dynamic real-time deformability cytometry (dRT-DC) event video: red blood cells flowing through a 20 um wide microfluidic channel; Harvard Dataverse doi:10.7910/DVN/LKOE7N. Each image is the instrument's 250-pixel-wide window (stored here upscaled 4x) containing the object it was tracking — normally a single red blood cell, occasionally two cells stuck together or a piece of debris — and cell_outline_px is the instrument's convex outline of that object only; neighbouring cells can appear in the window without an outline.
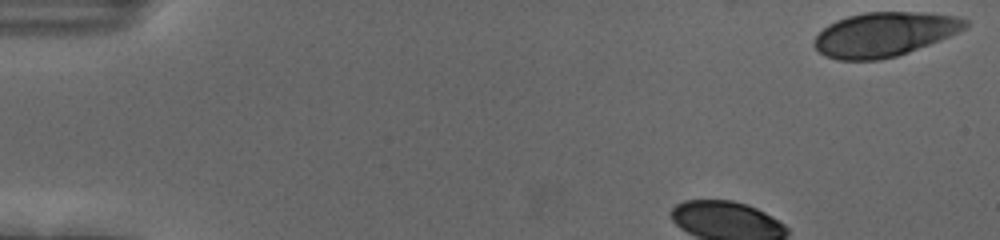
{"species": "human", "species_latin": "Homo sapiens", "temperature_condition": "cold", "stored_images_in_passage": 42, "camera_frame_rate_fps": 3000, "um_per_image_px": 0.085, "donor": {"sex": "female"}, "frame": {"image": 1, "passage_image": 1, "time_ms": 0.0, "image_size_px": [1000, 240], "cell_outline_px": [[968, 24], [964, 28], [948, 36], [908, 52], [896, 56], [880, 60], [836, 60], [824, 56], [812, 44], [812, 40], [828, 24], [836, 20], [848, 16], [864, 12], [920, 12], [956, 16], [968, 20]], "centroid_in_image_um": [75.11, 2.92], "position_along_channel_um": 9.9, "area_um2": 38.78}}
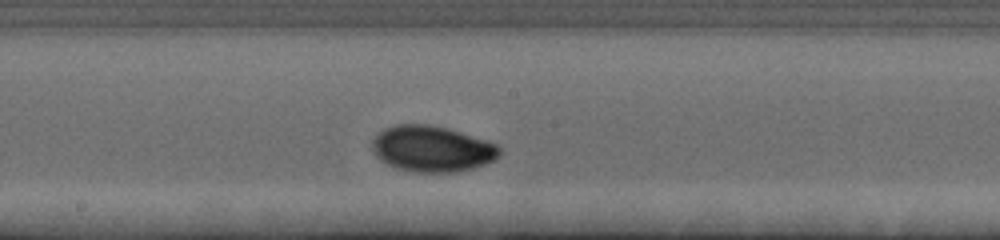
{"frame": {"image": 2, "passage_image": 24, "time_ms": 7.667, "image_size_px": [1000, 240], "cell_outline_px": [[500, 156], [496, 160], [472, 168], [456, 172], [412, 172], [396, 168], [380, 160], [372, 148], [372, 140], [384, 128], [396, 124], [428, 124], [448, 128], [488, 140], [496, 144], [500, 148]], "centroid_in_image_um": [36.74, 12.64], "position_along_channel_um": 211.5, "area_um2": 34.28}}
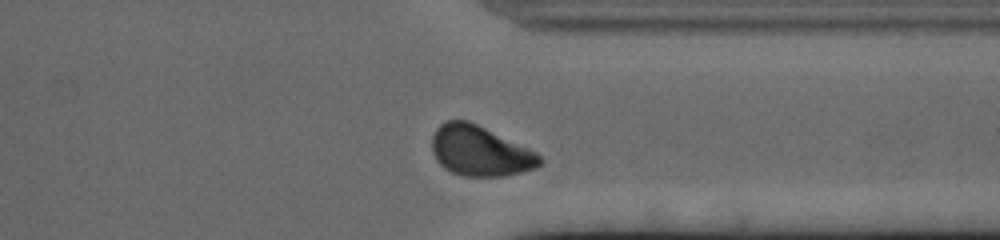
{"frame": {"image": 3, "passage_image": 37, "time_ms": 12.0, "image_size_px": [1000, 240], "cell_outline_px": [[544, 164], [536, 168], [504, 176], [464, 176], [452, 172], [444, 168], [436, 160], [432, 152], [432, 136], [436, 128], [440, 124], [448, 120], [468, 120], [528, 148], [536, 152], [544, 160]], "centroid_in_image_um": [40.8, 12.84], "position_along_channel_um": 370.6, "area_um2": 31.5}}